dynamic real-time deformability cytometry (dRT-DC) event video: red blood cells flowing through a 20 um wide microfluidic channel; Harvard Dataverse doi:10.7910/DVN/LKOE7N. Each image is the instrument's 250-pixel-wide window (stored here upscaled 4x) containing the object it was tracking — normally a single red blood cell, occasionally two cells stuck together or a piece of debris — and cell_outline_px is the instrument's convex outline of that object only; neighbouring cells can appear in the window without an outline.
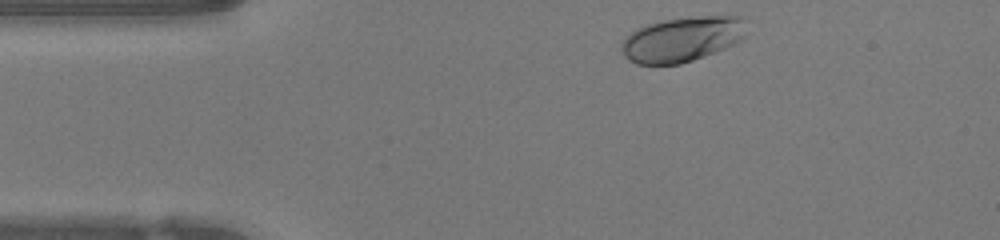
{"species": "human", "species_latin": "Homo sapiens", "temperature_condition": "warm", "stored_images_in_passage": 34, "camera_frame_rate_fps": 3000, "um_per_image_px": 0.085, "donor": {"sex": "female"}, "frame": {"image": 1, "passage_image": 1, "time_ms": 0.0, "image_size_px": [1000, 240], "cell_outline_px": [[748, 36], [724, 48], [704, 56], [680, 64], [636, 64], [628, 60], [624, 56], [620, 48], [620, 44], [624, 36], [636, 28], [660, 20], [696, 16], [744, 16], [748, 20]], "centroid_in_image_um": [58.01, 3.31], "position_along_channel_um": 27.0, "area_um2": 33.47}}
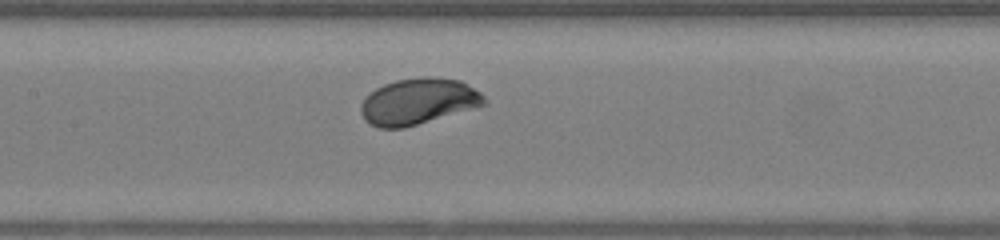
{"frame": {"image": 2, "passage_image": 15, "time_ms": 4.667, "image_size_px": [1000, 240], "cell_outline_px": [[488, 104], [404, 128], [380, 128], [364, 120], [360, 112], [360, 104], [376, 88], [384, 84], [396, 80], [424, 76], [428, 76], [460, 80], [480, 92], [484, 96]], "centroid_in_image_um": [35.56, 8.62], "position_along_channel_um": 171.8, "area_um2": 33.06}}
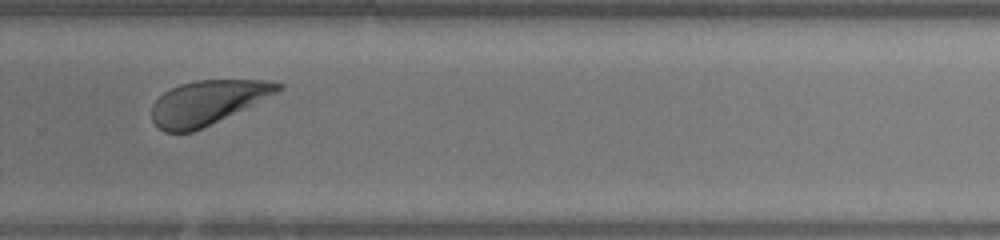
{"frame": {"image": 3, "passage_image": 25, "time_ms": 8.0, "image_size_px": [1000, 240], "cell_outline_px": [[284, 88], [276, 92], [192, 132], [164, 132], [152, 120], [152, 104], [164, 92], [180, 84], [196, 80], [264, 80], [284, 84]], "centroid_in_image_um": [17.58, 8.69], "position_along_channel_um": 312.2, "area_um2": 31.5}, "authors_computed_cell_mechanics": {"area_um2": 32.5125, "velocity_mm_per_s": 4.2265, "shape_relaxation_time_tau1_ms": 1.7332, "shape_relaxation_time_tau2_ms": 3.9335, "deformation_change_tau1": 0.1343, "deformation_change_tau2": 0.1118}}